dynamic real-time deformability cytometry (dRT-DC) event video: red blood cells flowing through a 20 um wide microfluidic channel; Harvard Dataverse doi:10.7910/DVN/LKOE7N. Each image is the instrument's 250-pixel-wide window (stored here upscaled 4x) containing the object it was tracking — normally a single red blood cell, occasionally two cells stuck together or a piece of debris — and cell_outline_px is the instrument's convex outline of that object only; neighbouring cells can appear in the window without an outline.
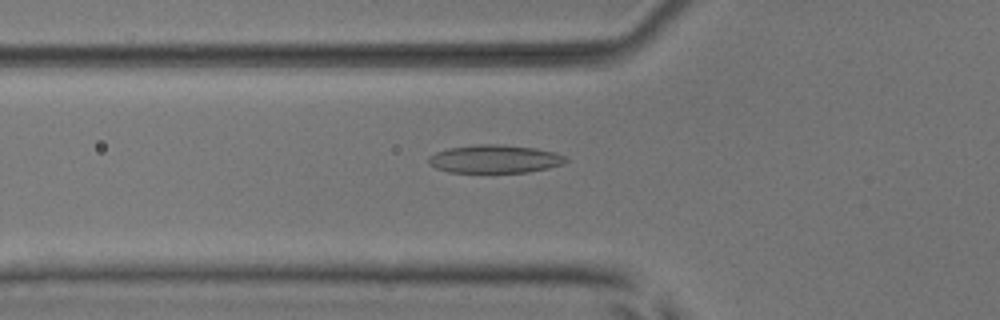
{"species": "common noctule bat (a hibernating species)", "species_latin": "Nyctalus noctula", "temperature_condition": "room temperature", "stored_images_in_passage": 53, "camera_frame_rate_fps": 3000, "um_per_image_px": 0.085, "animal": {"sex": "male", "body_mass_g": 17.9, "forearm_length_mm": 54.2}, "frame": {"image": 1, "passage_image": 19, "time_ms": 6.0, "image_size_px": [1000, 320], "cell_outline_px": [[568, 160], [564, 164], [548, 168], [528, 172], [448, 172], [436, 168], [428, 164], [428, 156], [436, 152], [448, 148], [476, 144], [496, 144], [536, 148], [556, 152], [564, 156]], "centroid_in_image_um": [42.04, 13.51], "position_along_channel_um": 83.8, "area_um2": 22.6}}
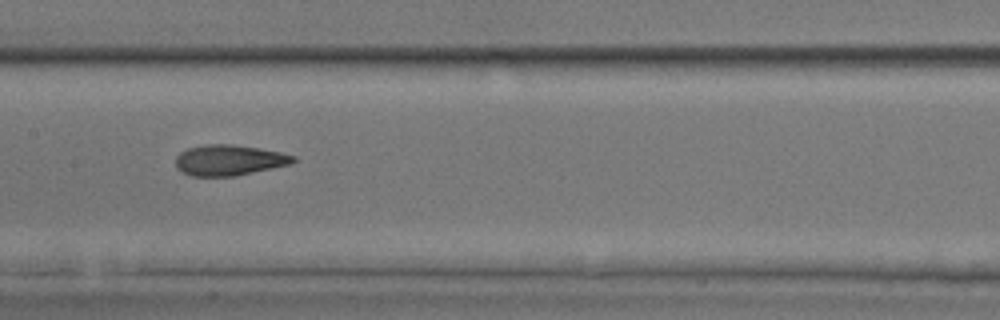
{"frame": {"image": 2, "passage_image": 27, "time_ms": 8.667, "image_size_px": [1000, 320], "cell_outline_px": [[296, 160], [288, 164], [272, 168], [236, 176], [192, 176], [180, 172], [176, 168], [176, 156], [180, 152], [188, 148], [204, 144], [232, 144], [280, 152], [296, 156]], "centroid_in_image_um": [19.42, 13.61], "position_along_channel_um": 188.0, "area_um2": 20.98}}
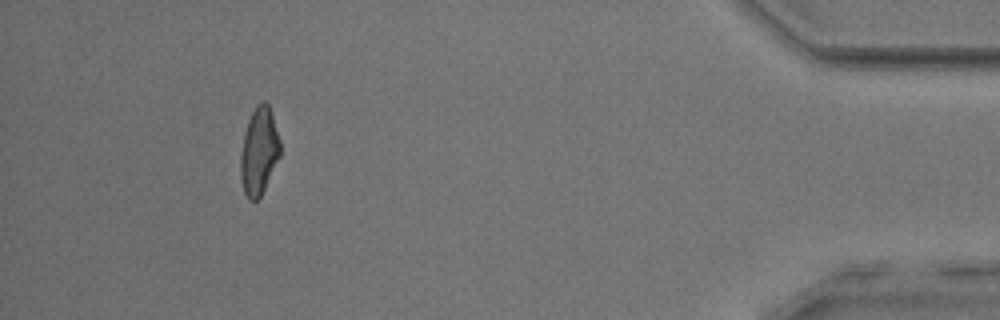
{"frame": {"image": 3, "passage_image": 49, "time_ms": 16.0, "image_size_px": [1000, 320], "cell_outline_px": [[280, 156], [260, 196], [256, 200], [248, 200], [244, 192], [240, 176], [240, 156], [244, 132], [248, 120], [256, 104], [264, 100], [268, 104], [272, 112], [280, 140]], "centroid_in_image_um": [22.01, 12.82], "position_along_channel_um": 413.2, "area_um2": 20.17}, "authors_computed_cell_mechanics": {"area_um2": 21.097, "velocity_mm_per_s": 3.8973, "shape_relaxation_time_tau1_ms": 6.8602, "shape_relaxation_time_tau2_ms": 2.0568, "deformation_change_tau1": 0.1818, "deformation_change_tau2": 0.0953}}